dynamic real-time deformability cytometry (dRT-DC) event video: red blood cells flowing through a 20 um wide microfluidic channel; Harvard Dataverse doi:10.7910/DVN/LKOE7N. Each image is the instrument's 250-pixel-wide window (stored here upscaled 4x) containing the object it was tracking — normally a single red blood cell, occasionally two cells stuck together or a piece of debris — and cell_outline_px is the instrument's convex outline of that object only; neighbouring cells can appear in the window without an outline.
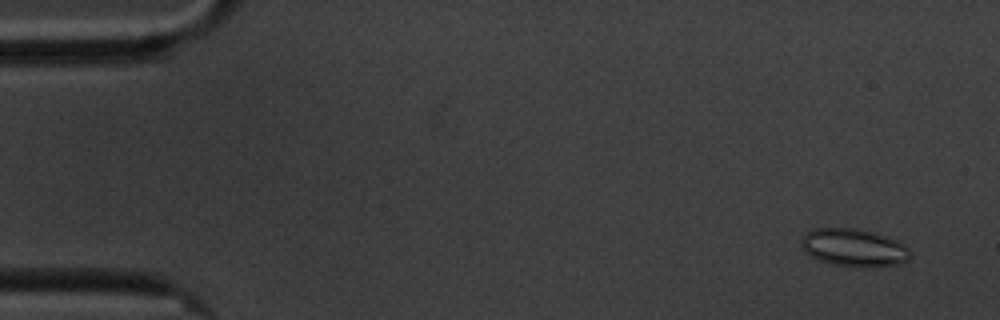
{"species": "common noctule bat (a hibernating species)", "species_latin": "Nyctalus noctula", "temperature_condition": "cold", "stored_images_in_passage": 61, "camera_frame_rate_fps": 3000, "um_per_image_px": 0.085, "animal": {"sex": "male", "body_mass_g": 20.1, "forearm_length_mm": 53.5}, "frame": {"image": 1, "passage_image": 4, "time_ms": 1.0, "image_size_px": [1000, 320], "cell_outline_px": [[912, 256], [908, 260], [900, 264], [836, 264], [820, 260], [812, 256], [800, 244], [800, 240], [812, 228], [860, 228], [896, 240], [904, 244], [908, 248]], "centroid_in_image_um": [72.58, 20.99], "position_along_channel_um": 12.4, "area_um2": 22.95}}
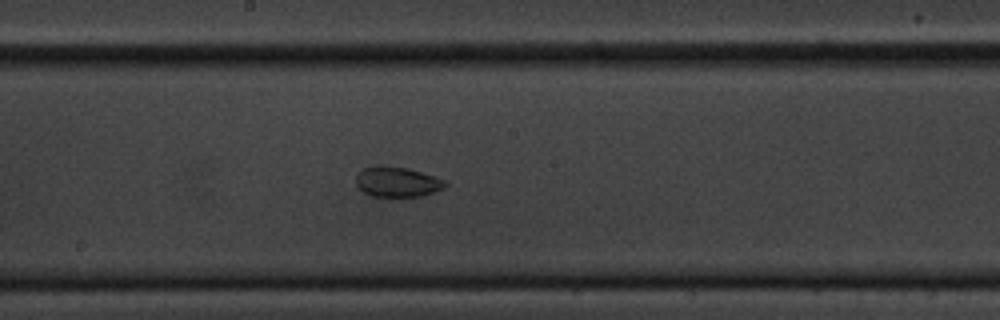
{"frame": {"image": 2, "passage_image": 32, "time_ms": 10.333, "image_size_px": [1000, 320], "cell_outline_px": [[448, 184], [444, 188], [420, 196], [372, 196], [364, 192], [356, 184], [356, 176], [364, 168], [380, 164], [408, 168], [448, 180]], "centroid_in_image_um": [33.79, 15.44], "position_along_channel_um": 214.4, "area_um2": 15.72}}
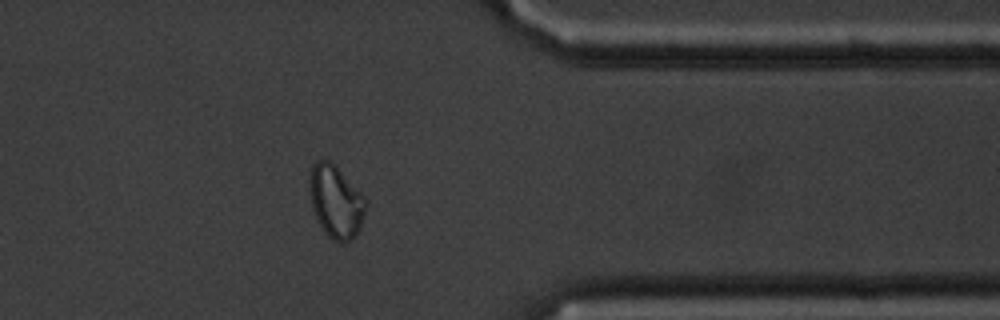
{"frame": {"image": 3, "passage_image": 48, "time_ms": 15.667, "image_size_px": [1000, 320], "cell_outline_px": [[368, 204], [360, 228], [344, 244], [340, 244], [328, 236], [324, 232], [312, 208], [308, 192], [308, 176], [312, 164], [316, 160], [328, 160], [368, 200]], "centroid_in_image_um": [28.52, 17.14], "position_along_channel_um": 382.9, "area_um2": 23.76}, "authors_computed_cell_mechanics": {"area_um2": 22.1374, "velocity_mm_per_s": 3.3776, "shape_relaxation_time_tau1_ms": 8.3309, "shape_relaxation_time_tau2_ms": 1.8078, "deformation_change_tau1": 0.1588, "deformation_change_tau2": 0.0556}}